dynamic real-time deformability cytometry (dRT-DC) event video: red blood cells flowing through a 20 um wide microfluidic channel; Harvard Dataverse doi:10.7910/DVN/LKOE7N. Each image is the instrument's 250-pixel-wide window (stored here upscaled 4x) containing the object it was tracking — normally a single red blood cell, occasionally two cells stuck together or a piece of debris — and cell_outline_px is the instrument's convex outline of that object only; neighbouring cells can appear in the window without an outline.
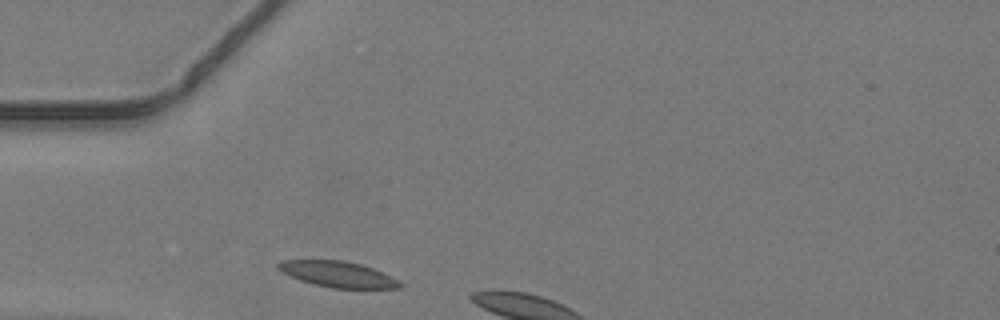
{"species": "common noctule bat (a hibernating species)", "species_latin": "Nyctalus noctula", "temperature_condition": "warm", "stored_images_in_passage": 3, "camera_frame_rate_fps": 3000, "um_per_image_px": 0.085, "animal": {"sex": "male", "body_mass_g": 19.2, "forearm_length_mm": 51.8}, "frame": {"image": 1, "passage_image": 1, "time_ms": 0.0, "image_size_px": [1000, 320], "cell_outline_px": [[404, 284], [400, 288], [332, 288], [300, 280], [280, 272], [276, 268], [276, 264], [280, 260], [344, 260], [360, 264], [372, 268], [400, 280]], "centroid_in_image_um": [28.69, 23.3], "position_along_channel_um": 56.3, "area_um2": 18.38}}